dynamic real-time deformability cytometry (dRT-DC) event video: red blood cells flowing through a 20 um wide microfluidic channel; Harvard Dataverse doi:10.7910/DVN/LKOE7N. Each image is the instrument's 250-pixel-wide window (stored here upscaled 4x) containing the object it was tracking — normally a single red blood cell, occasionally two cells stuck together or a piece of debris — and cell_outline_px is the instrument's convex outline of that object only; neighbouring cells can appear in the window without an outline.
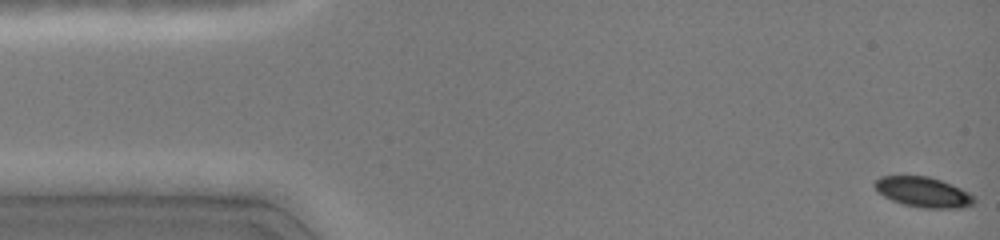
{"species": "common noctule bat (a hibernating species)", "species_latin": "Nyctalus noctula", "temperature_condition": "cold", "stored_images_in_passage": 87, "camera_frame_rate_fps": 3000, "um_per_image_px": 0.085, "animal": {"sex": "female", "body_mass_g": 19.0, "forearm_length_mm": 51.5}, "frame": {"image": 1, "passage_image": 1, "time_ms": 0.0, "image_size_px": [1000, 240], "cell_outline_px": [[976, 204], [964, 208], [924, 208], [904, 204], [892, 200], [884, 196], [872, 184], [880, 176], [928, 176], [940, 180], [960, 188], [976, 196]], "centroid_in_image_um": [78.53, 16.34], "position_along_channel_um": 6.5, "area_um2": 17.51}}
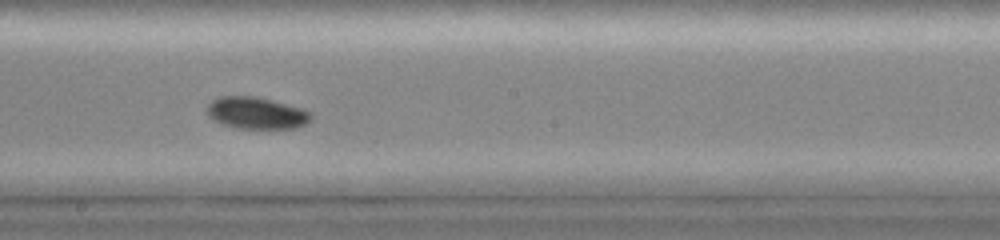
{"frame": {"image": 2, "passage_image": 47, "time_ms": 8.333, "image_size_px": [1000, 240], "cell_outline_px": [[312, 120], [296, 128], [240, 128], [224, 124], [208, 116], [204, 108], [212, 100], [220, 96], [256, 96], [304, 108], [312, 112]], "centroid_in_image_um": [21.81, 9.59], "position_along_channel_um": 226.4, "area_um2": 19.42}}
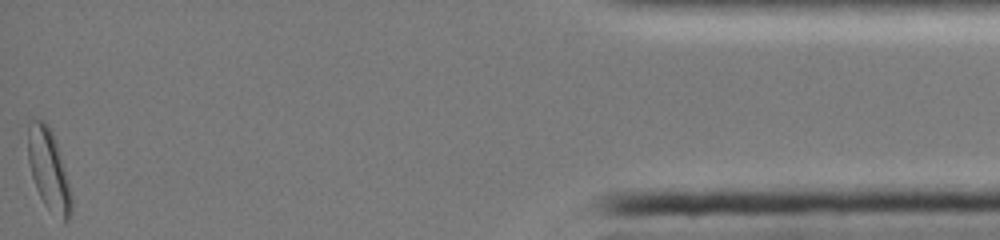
{"frame": {"image": 3, "passage_image": 86, "time_ms": 15.333, "image_size_px": [1000, 240], "cell_outline_px": [[72, 212], [68, 220], [64, 220], [48, 208], [44, 204], [36, 188], [28, 164], [28, 120], [44, 120], [48, 124], [56, 140], [72, 196]], "centroid_in_image_um": [4.12, 14.39], "position_along_channel_um": 431.1, "area_um2": 20.35}, "authors_computed_cell_mechanics": {"area_um2": 18.785, "velocity_mm_per_s": 4.0796, "shape_relaxation_time_tau1_ms": 1.0119, "shape_relaxation_time_tau2_ms": null, "deformation_change_tau1": 0.0646, "deformation_change_tau2": null}}